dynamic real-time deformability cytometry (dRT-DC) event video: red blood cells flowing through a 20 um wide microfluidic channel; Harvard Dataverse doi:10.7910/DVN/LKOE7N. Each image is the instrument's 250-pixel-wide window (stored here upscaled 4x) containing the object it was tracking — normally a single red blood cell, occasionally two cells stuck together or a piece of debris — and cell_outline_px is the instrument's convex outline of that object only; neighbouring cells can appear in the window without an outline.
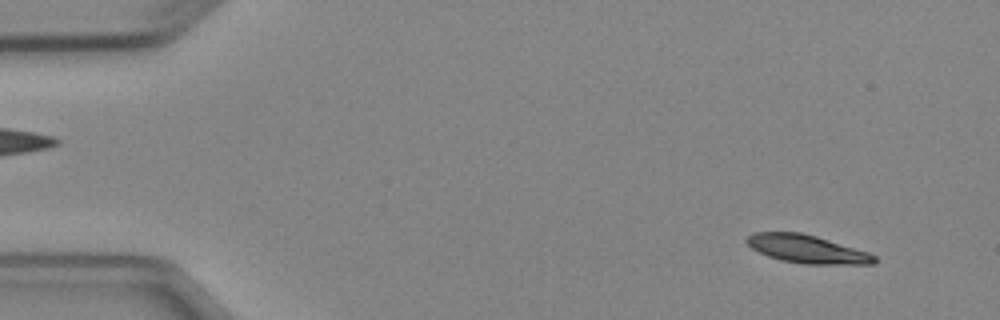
{"species": "Egyptian fruit bat (a non-hibernating species)", "species_latin": "Rousettus aegyptiacus", "temperature_condition": "cold", "stored_images_in_passage": 4, "camera_frame_rate_fps": 3000, "um_per_image_px": 0.085, "animal": {"sex": "female"}, "frame": {"image": 1, "passage_image": 1, "time_ms": 0.0, "image_size_px": [1000, 320], "cell_outline_px": [[876, 264], [804, 264], [780, 260], [768, 256], [752, 248], [744, 240], [752, 232], [800, 232], [816, 236], [868, 252], [876, 256]], "centroid_in_image_um": [68.58, 21.17], "position_along_channel_um": 16.4, "area_um2": 20.87}}
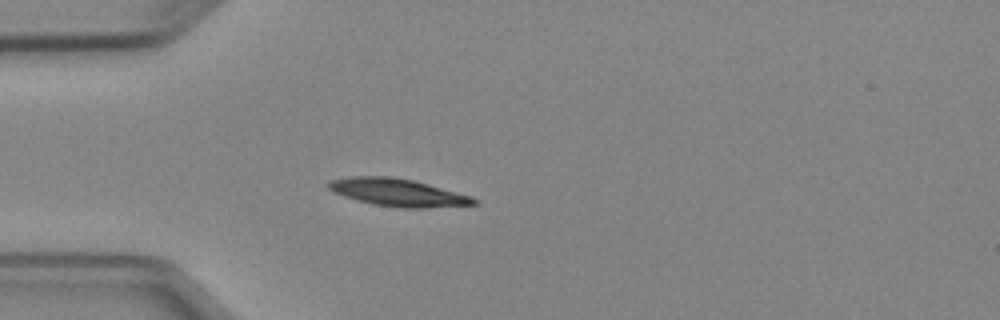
{"frame": {"image": 2, "passage_image": 4, "time_ms": 3.333, "image_size_px": [1000, 320], "cell_outline_px": [[476, 204], [424, 208], [400, 208], [372, 204], [344, 196], [328, 188], [328, 184], [332, 180], [352, 176], [388, 176], [412, 180], [428, 184], [472, 196], [476, 200]], "centroid_in_image_um": [33.83, 16.36], "position_along_channel_um": 51.2, "area_um2": 23.0}}